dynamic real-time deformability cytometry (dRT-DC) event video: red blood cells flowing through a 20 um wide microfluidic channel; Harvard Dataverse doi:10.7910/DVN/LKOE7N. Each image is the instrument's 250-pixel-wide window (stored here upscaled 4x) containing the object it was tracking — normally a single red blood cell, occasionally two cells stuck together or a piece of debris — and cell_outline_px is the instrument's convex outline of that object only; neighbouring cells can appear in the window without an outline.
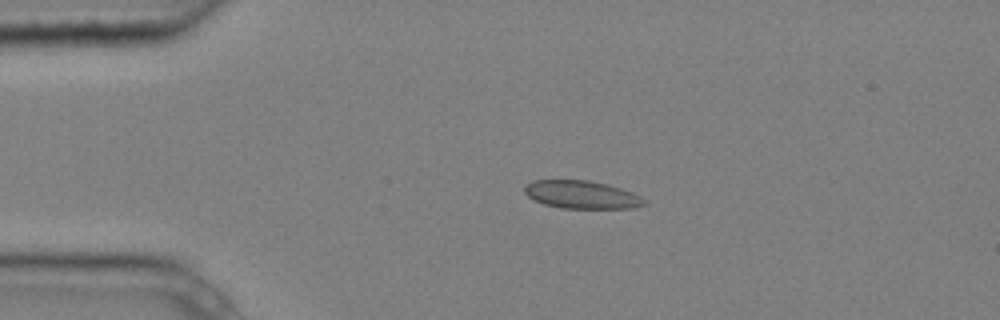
{"species": "common noctule bat (a hibernating species)", "species_latin": "Nyctalus noctula", "temperature_condition": "cold", "stored_images_in_passage": 4, "camera_frame_rate_fps": 3000, "um_per_image_px": 0.085, "animal": {"sex": "male", "body_mass_g": 20.4}, "frame": {"image": 1, "passage_image": 3, "time_ms": 0.667, "image_size_px": [1000, 320], "cell_outline_px": [[648, 204], [632, 208], [560, 208], [544, 204], [532, 200], [524, 192], [524, 184], [532, 180], [588, 180], [608, 184], [632, 192], [640, 196]], "centroid_in_image_um": [49.4, 16.54], "position_along_channel_um": 35.6, "area_um2": 19.65}}